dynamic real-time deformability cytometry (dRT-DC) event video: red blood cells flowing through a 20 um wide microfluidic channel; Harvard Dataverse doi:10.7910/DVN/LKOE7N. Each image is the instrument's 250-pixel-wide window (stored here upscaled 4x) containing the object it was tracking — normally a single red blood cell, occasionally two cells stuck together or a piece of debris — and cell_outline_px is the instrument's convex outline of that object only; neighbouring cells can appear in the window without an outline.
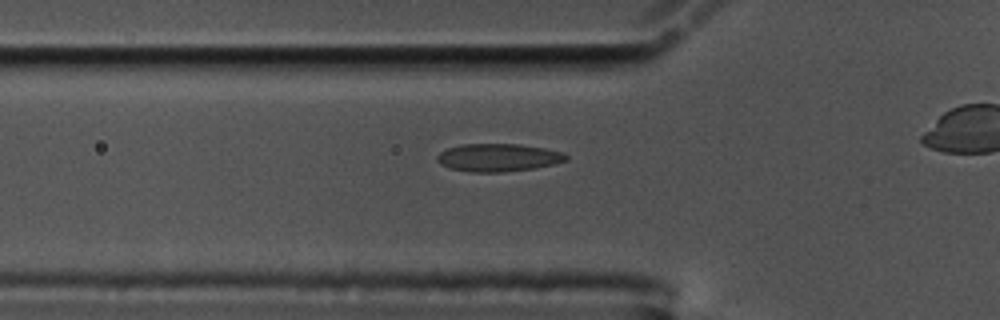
{"species": "common noctule bat (a hibernating species)", "species_latin": "Nyctalus noctula", "temperature_condition": "cold", "stored_images_in_passage": 41, "camera_frame_rate_fps": 3000, "um_per_image_px": 0.085, "animal": {"sex": "male", "body_mass_g": 17.5, "forearm_length_mm": 52.3}, "frame": {"image": 1, "passage_image": 14, "time_ms": 4.333, "image_size_px": [1000, 320], "cell_outline_px": [[568, 160], [556, 164], [536, 168], [504, 172], [472, 172], [448, 168], [440, 164], [436, 160], [436, 156], [440, 152], [448, 148], [460, 144], [520, 144], [544, 148], [564, 152], [568, 156]], "centroid_in_image_um": [42.36, 13.39], "position_along_channel_um": 83.4, "area_um2": 21.21}}
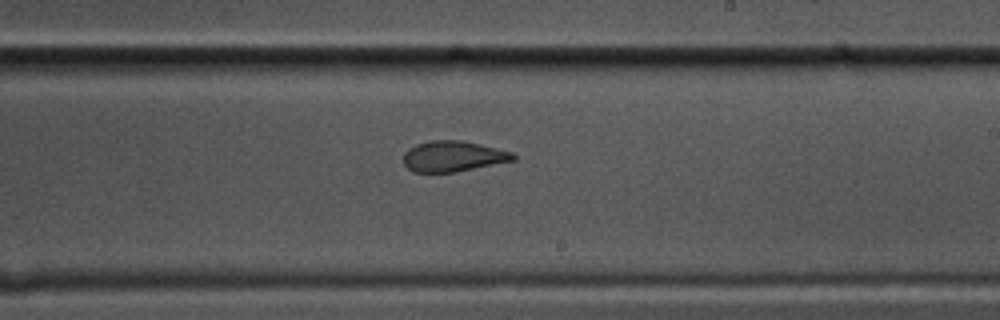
{"frame": {"image": 2, "passage_image": 28, "time_ms": 9.0, "image_size_px": [1000, 320], "cell_outline_px": [[516, 160], [456, 172], [412, 172], [404, 164], [404, 152], [408, 148], [416, 144], [432, 140], [460, 140], [512, 152], [516, 156]], "centroid_in_image_um": [38.49, 13.29], "position_along_channel_um": 250.5, "area_um2": 19.54}}
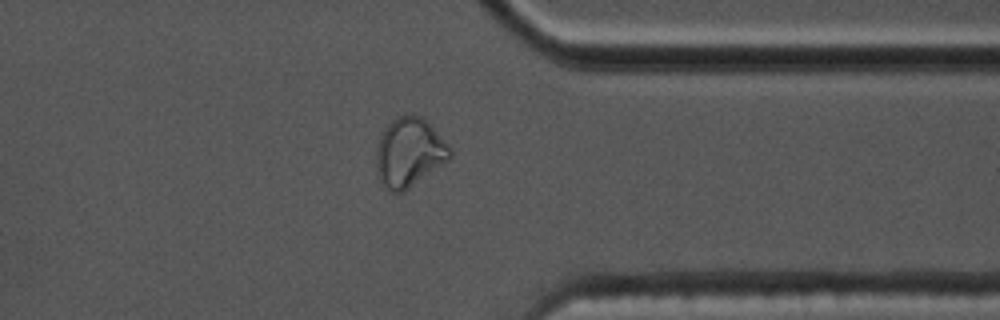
{"frame": {"image": 3, "passage_image": 39, "time_ms": 12.667, "image_size_px": [1000, 320], "cell_outline_px": [[452, 156], [448, 160], [404, 192], [392, 192], [380, 184], [376, 168], [376, 148], [380, 136], [384, 128], [396, 116], [412, 112], [424, 116], [452, 148]], "centroid_in_image_um": [34.78, 12.91], "position_along_channel_um": 376.6, "area_um2": 30.29}}